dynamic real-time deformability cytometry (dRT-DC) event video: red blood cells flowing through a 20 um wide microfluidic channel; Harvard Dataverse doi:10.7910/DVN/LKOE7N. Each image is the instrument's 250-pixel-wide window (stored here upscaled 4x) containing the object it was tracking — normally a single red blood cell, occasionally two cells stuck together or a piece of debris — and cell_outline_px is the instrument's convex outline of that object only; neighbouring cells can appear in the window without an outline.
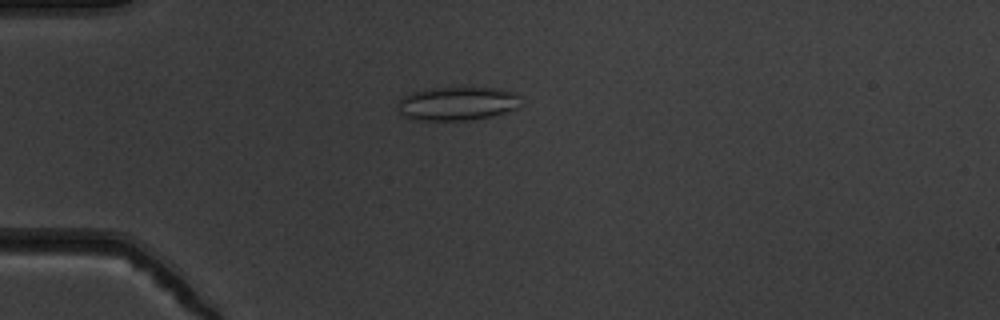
{"species": "common noctule bat (a hibernating species)", "species_latin": "Nyctalus noctula", "temperature_condition": "warm", "stored_images_in_passage": 45, "camera_frame_rate_fps": 3000, "um_per_image_px": 0.085, "animal": {"sex": "male", "body_mass_g": 19.5, "forearm_length_mm": 54.6}, "frame": {"image": 1, "passage_image": 6, "time_ms": 1.667, "image_size_px": [1000, 320], "cell_outline_px": [[516, 108], [504, 112], [488, 116], [468, 120], [412, 120], [404, 116], [400, 112], [400, 100], [404, 96], [412, 92], [432, 88], [500, 88], [516, 92]], "centroid_in_image_um": [38.82, 8.8], "position_along_channel_um": 46.2, "area_um2": 23.52}}
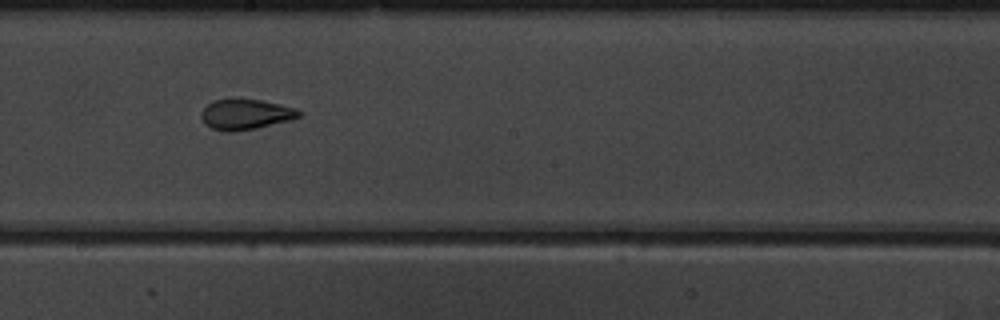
{"frame": {"image": 2, "passage_image": 22, "time_ms": 7.0, "image_size_px": [1000, 320], "cell_outline_px": [[304, 112], [300, 116], [292, 120], [256, 128], [236, 132], [224, 132], [212, 128], [204, 124], [200, 116], [200, 112], [208, 104], [216, 100], [260, 100], [280, 104], [296, 108]], "centroid_in_image_um": [20.9, 9.75], "position_along_channel_um": 227.3, "area_um2": 17.34}}
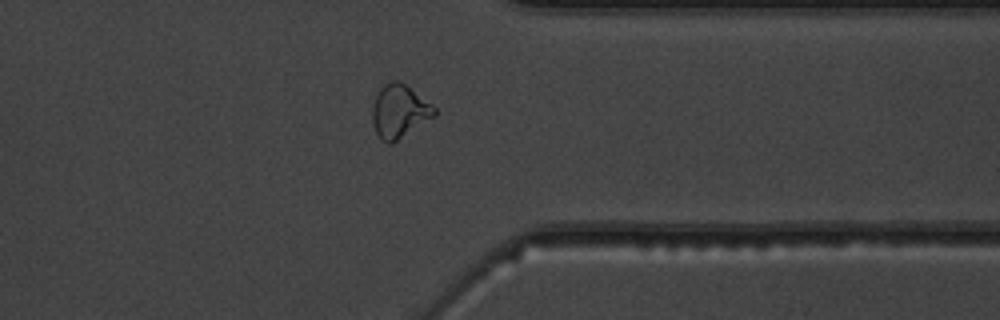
{"frame": {"image": 3, "passage_image": 34, "time_ms": 11.0, "image_size_px": [1000, 320], "cell_outline_px": [[436, 116], [396, 140], [388, 144], [380, 140], [376, 132], [372, 120], [372, 108], [376, 96], [380, 88], [384, 84], [392, 80], [400, 80], [432, 104], [436, 108]], "centroid_in_image_um": [33.94, 9.44], "position_along_channel_um": 377.5, "area_um2": 19.19}, "authors_computed_cell_mechanics": {"area_um2": 18.207, "velocity_mm_per_s": 3.8251, "shape_relaxation_time_tau1_ms": null, "shape_relaxation_time_tau2_ms": 1.4393, "deformation_change_tau1": null, "deformation_change_tau2": 0.0859}}